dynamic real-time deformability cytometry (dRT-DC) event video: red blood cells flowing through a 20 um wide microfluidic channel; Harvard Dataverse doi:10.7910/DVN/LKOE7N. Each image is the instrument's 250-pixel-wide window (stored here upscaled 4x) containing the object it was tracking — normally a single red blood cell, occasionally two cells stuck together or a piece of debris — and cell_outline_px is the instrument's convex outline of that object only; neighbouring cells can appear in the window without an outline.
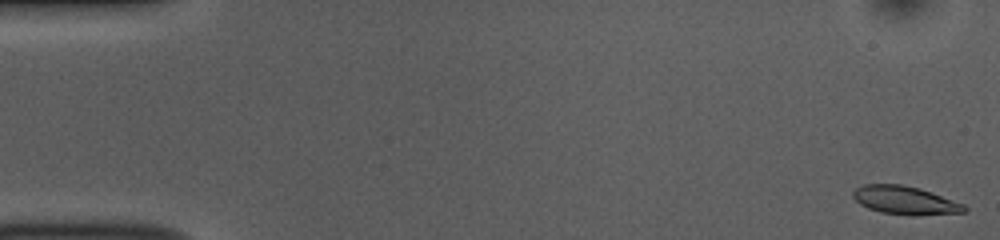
{"species": "common noctule bat (a hibernating species)", "species_latin": "Nyctalus noctula", "temperature_condition": "room temperature", "stored_images_in_passage": 53, "camera_frame_rate_fps": 3000, "um_per_image_px": 0.085, "animal": {"sex": "female", "body_mass_g": 10.0, "forearm_length_mm": 53.1}, "frame": {"image": 1, "passage_image": 1, "time_ms": 0.0, "image_size_px": [1000, 240], "cell_outline_px": [[968, 208], [964, 212], [880, 212], [868, 208], [860, 204], [852, 196], [852, 192], [856, 188], [864, 184], [900, 184], [920, 188], [932, 192], [964, 204]], "centroid_in_image_um": [76.84, 16.95], "position_along_channel_um": 8.2, "area_um2": 17.22}}
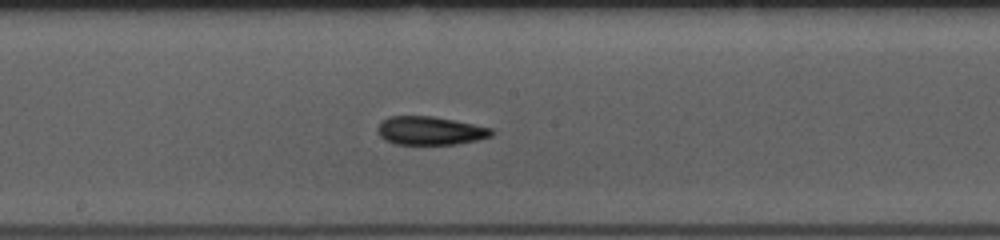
{"frame": {"image": 2, "passage_image": 28, "time_ms": 9.0, "image_size_px": [1000, 240], "cell_outline_px": [[496, 132], [492, 136], [476, 140], [456, 144], [396, 144], [380, 136], [376, 128], [388, 116], [432, 116], [492, 128]], "centroid_in_image_um": [36.58, 11.11], "position_along_channel_um": 211.6, "area_um2": 18.67}}
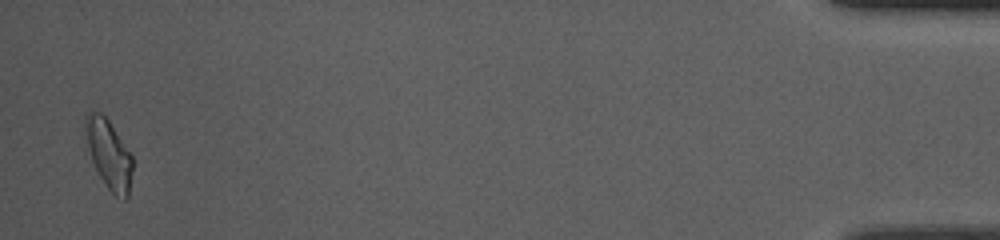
{"frame": {"image": 3, "passage_image": 52, "time_ms": 17.0, "image_size_px": [1000, 240], "cell_outline_px": [[132, 168], [128, 196], [124, 200], [116, 196], [108, 188], [100, 176], [92, 160], [88, 148], [84, 120], [84, 116], [88, 112], [100, 112], [108, 120], [132, 156]], "centroid_in_image_um": [9.24, 13.1], "position_along_channel_um": 426.0, "area_um2": 18.44}, "authors_computed_cell_mechanics": {"area_um2": 18.4382, "velocity_mm_per_s": 3.761, "shape_relaxation_time_tau1_ms": 5.8803, "shape_relaxation_time_tau2_ms": 3.7805, "deformation_change_tau1": 0.1759, "deformation_change_tau2": 0.0774}}